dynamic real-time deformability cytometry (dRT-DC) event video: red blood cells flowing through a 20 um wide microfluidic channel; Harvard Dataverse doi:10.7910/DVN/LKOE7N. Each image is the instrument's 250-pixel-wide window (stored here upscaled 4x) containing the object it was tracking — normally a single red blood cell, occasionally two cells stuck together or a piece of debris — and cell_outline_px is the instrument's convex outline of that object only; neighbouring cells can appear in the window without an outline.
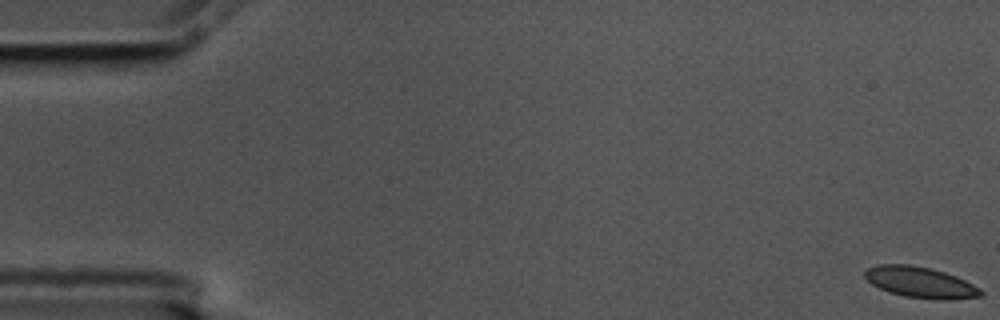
{"species": "common noctule bat (a hibernating species)", "species_latin": "Nyctalus noctula", "temperature_condition": "cold", "stored_images_in_passage": 58, "camera_frame_rate_fps": 3000, "um_per_image_px": 0.085, "animal": {"sex": "male", "body_mass_g": 17.5, "forearm_length_mm": 52.3}, "frame": {"image": 1, "passage_image": 1, "time_ms": 0.0, "image_size_px": [1000, 320], "cell_outline_px": [[984, 296], [936, 300], [904, 296], [888, 292], [872, 284], [864, 276], [864, 272], [868, 268], [876, 264], [908, 264], [928, 268], [944, 272], [956, 276], [980, 288], [984, 292]], "centroid_in_image_um": [78.22, 24.0], "position_along_channel_um": 6.8, "area_um2": 20.81}}
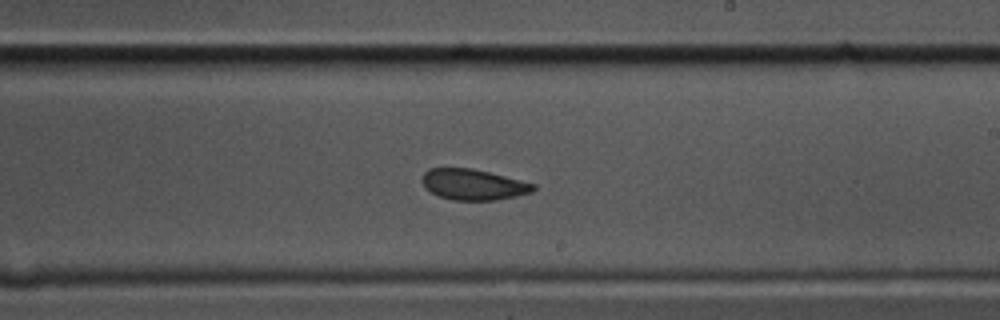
{"frame": {"image": 2, "passage_image": 34, "time_ms": 11.0, "image_size_px": [1000, 320], "cell_outline_px": [[536, 188], [532, 192], [516, 196], [496, 200], [452, 200], [440, 196], [424, 188], [420, 180], [424, 172], [428, 168], [472, 168], [536, 184]], "centroid_in_image_um": [40.2, 15.68], "position_along_channel_um": 248.8, "area_um2": 20.0}}
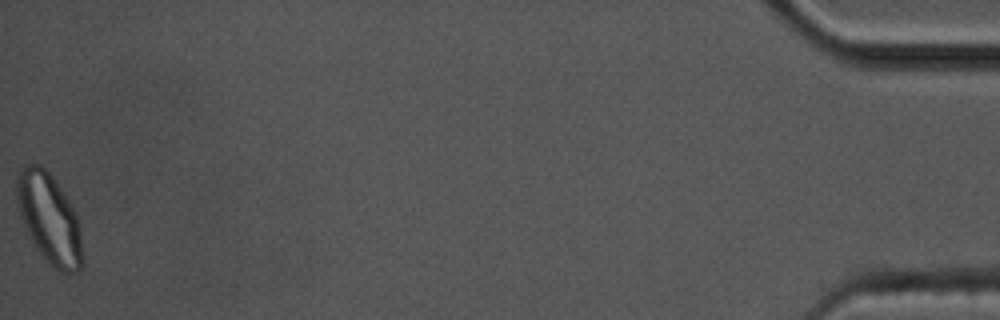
{"frame": {"image": 3, "passage_image": 58, "time_ms": 19.0, "image_size_px": [1000, 320], "cell_outline_px": [[84, 268], [76, 272], [64, 272], [56, 268], [44, 260], [36, 248], [24, 228], [20, 216], [16, 200], [16, 176], [20, 168], [24, 164], [40, 164], [52, 176], [76, 212], [80, 224], [84, 264]], "centroid_in_image_um": [4.19, 18.59], "position_along_channel_um": 431.0, "area_um2": 34.97}, "authors_computed_cell_mechanics": {"area_um2": 21.097, "velocity_mm_per_s": 3.5173, "shape_relaxation_time_tau1_ms": 5.6123, "shape_relaxation_time_tau2_ms": 1.1995, "deformation_change_tau1": 0.0925, "deformation_change_tau2": 0.0583}}